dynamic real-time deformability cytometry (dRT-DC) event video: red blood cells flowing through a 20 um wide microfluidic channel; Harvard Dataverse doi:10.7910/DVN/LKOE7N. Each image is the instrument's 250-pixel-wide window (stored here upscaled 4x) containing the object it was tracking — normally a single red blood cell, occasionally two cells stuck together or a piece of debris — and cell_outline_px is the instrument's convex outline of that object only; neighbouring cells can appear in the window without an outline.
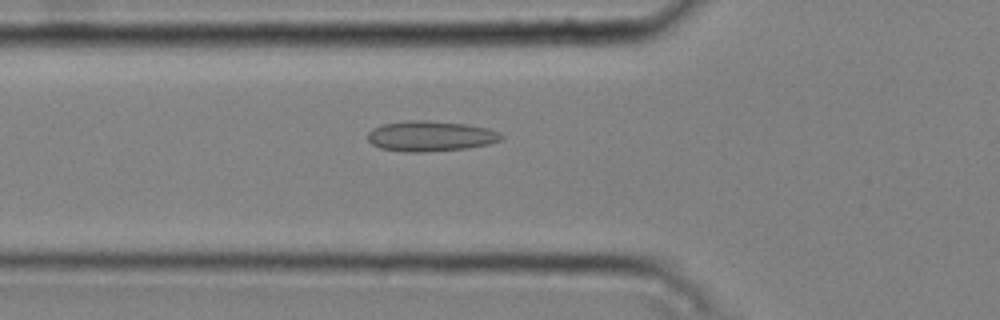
{"species": "common noctule bat (a hibernating species)", "species_latin": "Nyctalus noctula", "temperature_condition": "cold", "stored_images_in_passage": 46, "camera_frame_rate_fps": 3000, "um_per_image_px": 0.085, "animal": {"sex": "male", "body_mass_g": 20.4}, "frame": {"image": 1, "passage_image": 18, "time_ms": 5.667, "image_size_px": [1000, 320], "cell_outline_px": [[504, 136], [500, 140], [488, 144], [468, 148], [424, 152], [404, 152], [380, 148], [372, 144], [368, 140], [368, 132], [372, 128], [384, 124], [408, 120], [424, 120], [464, 124], [488, 128], [500, 132]], "centroid_in_image_um": [36.58, 11.57], "position_along_channel_um": 89.2, "area_um2": 23.64}}
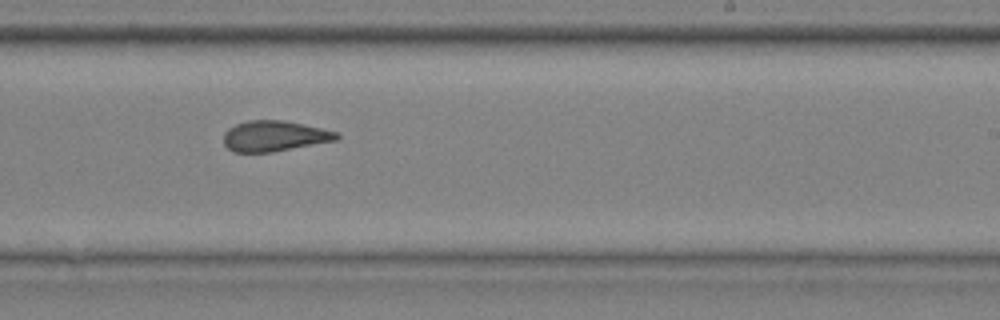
{"frame": {"image": 2, "passage_image": 32, "time_ms": 10.333, "image_size_px": [1000, 320], "cell_outline_px": [[340, 136], [336, 140], [272, 152], [232, 152], [224, 144], [224, 132], [228, 128], [236, 124], [248, 120], [284, 120], [340, 132]], "centroid_in_image_um": [23.32, 11.56], "position_along_channel_um": 265.7, "area_um2": 20.17}}
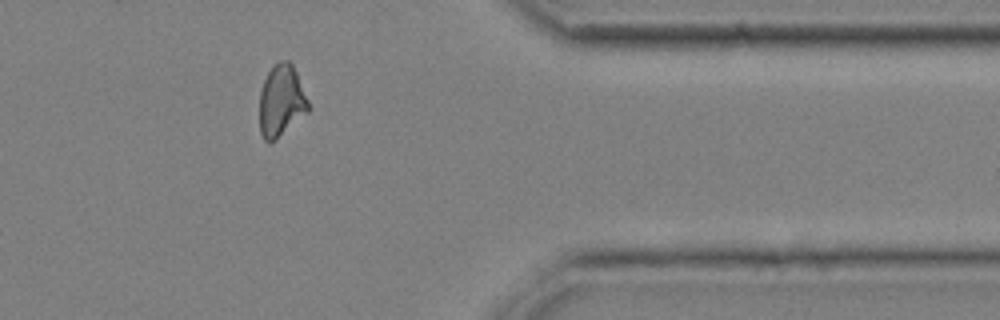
{"frame": {"image": 3, "passage_image": 43, "time_ms": 14.0, "image_size_px": [1000, 320], "cell_outline_px": [[308, 112], [276, 140], [268, 144], [264, 140], [260, 132], [260, 92], [264, 80], [268, 72], [280, 60], [288, 60], [292, 64], [296, 72], [308, 100]], "centroid_in_image_um": [23.9, 8.61], "position_along_channel_um": 387.5, "area_um2": 20.29}, "authors_computed_cell_mechanics": {"area_um2": 21.4149, "velocity_mm_per_s": 3.7819, "shape_relaxation_time_tau1_ms": 10.3845, "shape_relaxation_time_tau2_ms": 1.9563, "deformation_change_tau1": 0.166, "deformation_change_tau2": 0.0886}}